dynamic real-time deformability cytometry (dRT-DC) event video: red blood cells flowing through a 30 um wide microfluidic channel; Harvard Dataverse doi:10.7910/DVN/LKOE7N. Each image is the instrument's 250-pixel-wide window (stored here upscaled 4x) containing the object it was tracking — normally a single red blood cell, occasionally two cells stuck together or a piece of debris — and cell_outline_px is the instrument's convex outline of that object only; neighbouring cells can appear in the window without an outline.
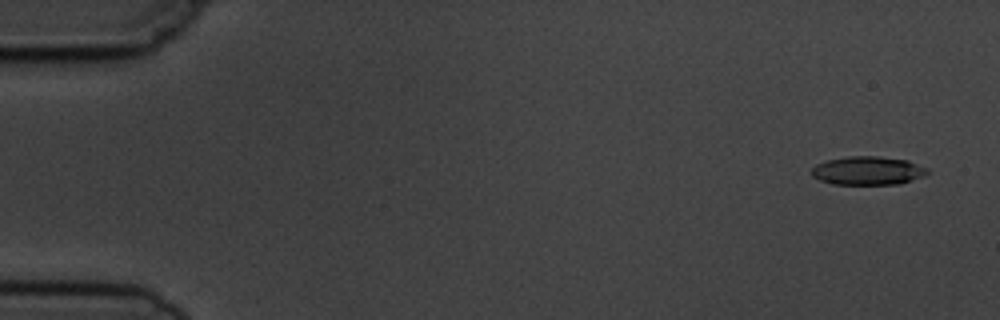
{"species": "common noctule bat (a hibernating species)", "species_latin": "Nyctalus noctula", "temperature_condition": "cold", "stored_images_in_passage": 7, "camera_frame_rate_fps": 3000, "um_per_image_px": 0.085, "animal": {"sex": "male", "body_mass_g": 19.5, "forearm_length_mm": 54.6}, "frame": {"image": 1, "passage_image": 1, "time_ms": 0.0, "image_size_px": [1000, 320], "cell_outline_px": [[928, 172], [924, 176], [900, 184], [832, 184], [820, 180], [812, 176], [812, 168], [816, 164], [828, 160], [848, 156], [880, 156], [908, 160], [928, 168]], "centroid_in_image_um": [73.78, 14.5], "position_along_channel_um": 11.2, "area_um2": 19.31}}
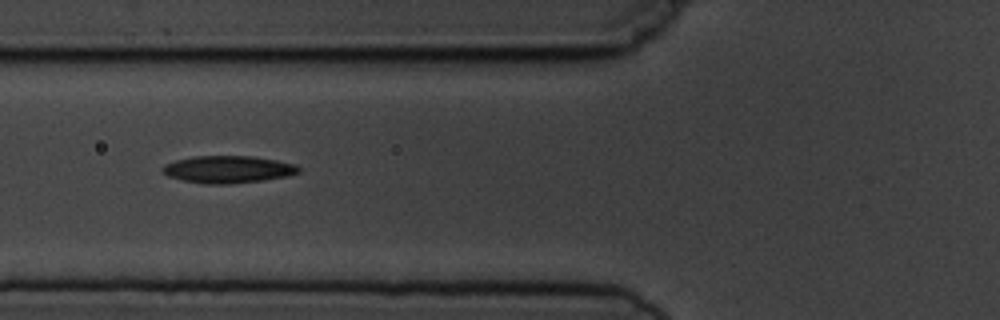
{"frame": {"image": 2, "passage_image": 6, "time_ms": 6.0, "image_size_px": [1000, 320], "cell_outline_px": [[300, 172], [288, 176], [260, 180], [224, 184], [208, 184], [184, 180], [168, 176], [164, 172], [164, 164], [176, 160], [196, 156], [252, 156], [276, 160], [296, 164], [300, 168]], "centroid_in_image_um": [19.42, 14.38], "position_along_channel_um": 106.4, "area_um2": 21.27}}
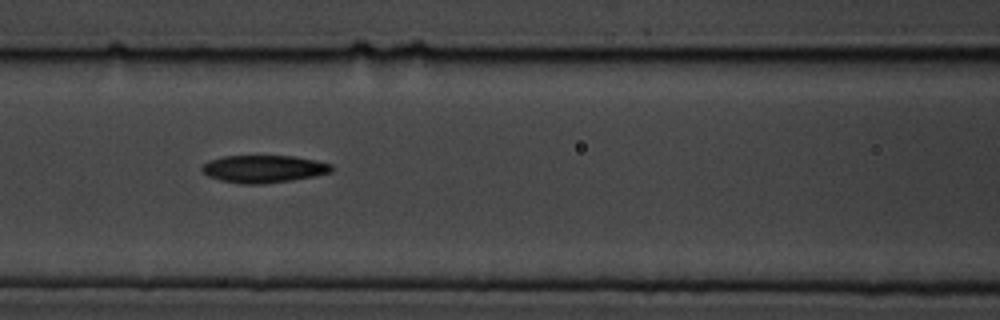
{"frame": {"image": 3, "passage_image": 7, "time_ms": 7.0, "image_size_px": [1000, 320], "cell_outline_px": [[332, 172], [316, 176], [292, 180], [264, 184], [240, 184], [220, 180], [208, 176], [200, 168], [208, 160], [224, 156], [292, 156], [316, 160], [332, 164]], "centroid_in_image_um": [22.42, 14.36], "position_along_channel_um": 144.2, "area_um2": 20.87}}